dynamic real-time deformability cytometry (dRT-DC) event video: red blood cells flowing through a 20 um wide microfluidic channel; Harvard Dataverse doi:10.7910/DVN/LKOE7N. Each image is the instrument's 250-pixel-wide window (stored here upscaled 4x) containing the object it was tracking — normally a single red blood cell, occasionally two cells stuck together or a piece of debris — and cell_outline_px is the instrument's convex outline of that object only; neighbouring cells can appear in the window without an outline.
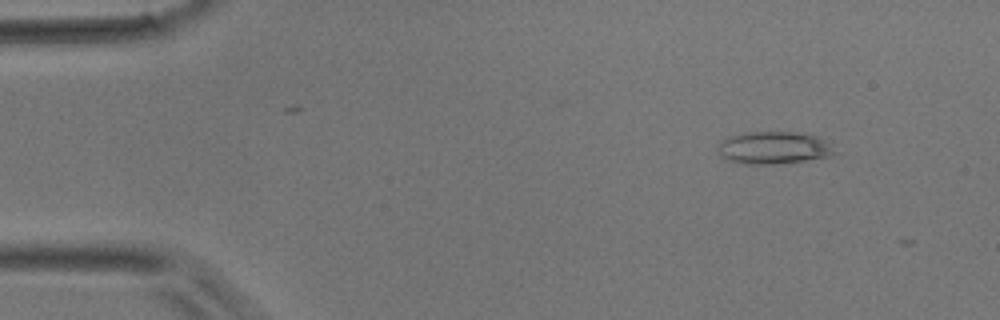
{"species": "common noctule bat (a hibernating species)", "species_latin": "Nyctalus noctula", "temperature_condition": "room temperature", "stored_images_in_passage": 9, "camera_frame_rate_fps": 3000, "um_per_image_px": 0.085, "animal": {"sex": "male", "body_mass_g": 17.9}, "frame": {"image": 1, "passage_image": 2, "time_ms": 0.333, "image_size_px": [1000, 320], "cell_outline_px": [[836, 152], [832, 156], [784, 164], [740, 164], [728, 160], [720, 156], [716, 148], [716, 144], [720, 140], [728, 136], [744, 132], [792, 132], [816, 136], [824, 140]], "centroid_in_image_um": [65.68, 12.58], "position_along_channel_um": 19.3, "area_um2": 22.43}}